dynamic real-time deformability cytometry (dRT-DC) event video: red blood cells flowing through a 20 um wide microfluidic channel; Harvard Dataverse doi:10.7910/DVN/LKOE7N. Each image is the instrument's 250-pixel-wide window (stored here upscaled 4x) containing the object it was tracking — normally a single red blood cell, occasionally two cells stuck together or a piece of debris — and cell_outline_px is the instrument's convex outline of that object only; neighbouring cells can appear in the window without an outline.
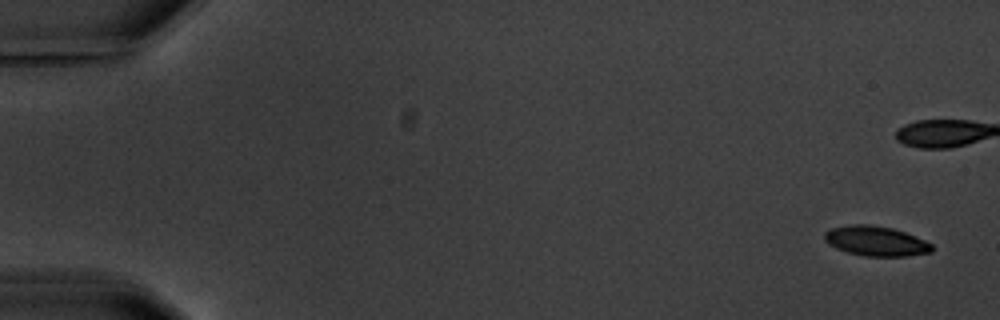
{"species": "common noctule bat (a hibernating species)", "species_latin": "Nyctalus noctula", "temperature_condition": "warm", "stored_images_in_passage": 6, "camera_frame_rate_fps": 3000, "um_per_image_px": 0.085, "animal": {"sex": "male", "body_mass_g": 20.1, "forearm_length_mm": 53.5}, "frame": {"image": 1, "passage_image": 1, "time_ms": 0.0, "image_size_px": [1000, 320], "cell_outline_px": [[932, 252], [904, 256], [864, 256], [848, 252], [836, 248], [828, 244], [824, 240], [824, 232], [832, 228], [848, 224], [868, 224], [892, 228], [916, 236], [932, 244]], "centroid_in_image_um": [74.42, 20.48], "position_along_channel_um": 10.6, "area_um2": 18.67}}